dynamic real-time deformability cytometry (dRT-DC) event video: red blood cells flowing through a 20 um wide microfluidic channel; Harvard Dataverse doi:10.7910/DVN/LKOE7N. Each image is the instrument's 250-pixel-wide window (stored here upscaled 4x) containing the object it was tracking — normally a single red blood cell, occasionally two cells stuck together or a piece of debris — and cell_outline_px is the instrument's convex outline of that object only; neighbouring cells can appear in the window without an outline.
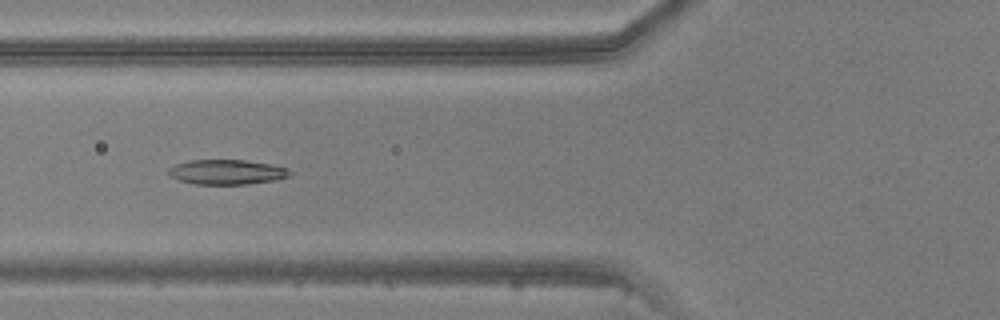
{"species": "common noctule bat (a hibernating species)", "species_latin": "Nyctalus noctula", "temperature_condition": "warm", "stored_images_in_passage": 48, "camera_frame_rate_fps": 3000, "um_per_image_px": 0.085, "animal": {"sex": "male", "body_mass_g": 20.5, "forearm_length_mm": 52.5}, "frame": {"image": 1, "passage_image": 19, "time_ms": 6.0, "image_size_px": [1000, 320], "cell_outline_px": [[292, 172], [288, 176], [276, 180], [248, 184], [192, 184], [180, 180], [172, 176], [168, 172], [168, 168], [176, 164], [192, 160], [244, 160], [268, 164], [288, 168]], "centroid_in_image_um": [19.29, 14.63], "position_along_channel_um": 106.5, "area_um2": 17.4}}
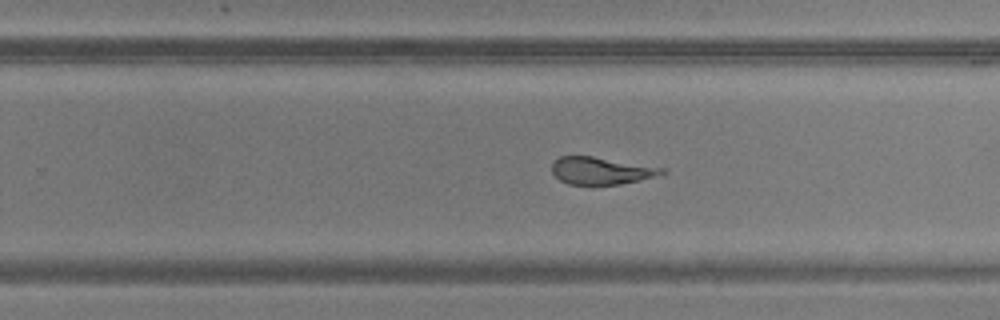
{"frame": {"image": 2, "passage_image": 31, "time_ms": 10.0, "image_size_px": [1000, 320], "cell_outline_px": [[668, 172], [664, 176], [620, 184], [568, 184], [560, 180], [552, 172], [552, 164], [560, 156], [592, 156], [664, 168]], "centroid_in_image_um": [51.18, 14.52], "position_along_channel_um": 278.6, "area_um2": 17.57}}
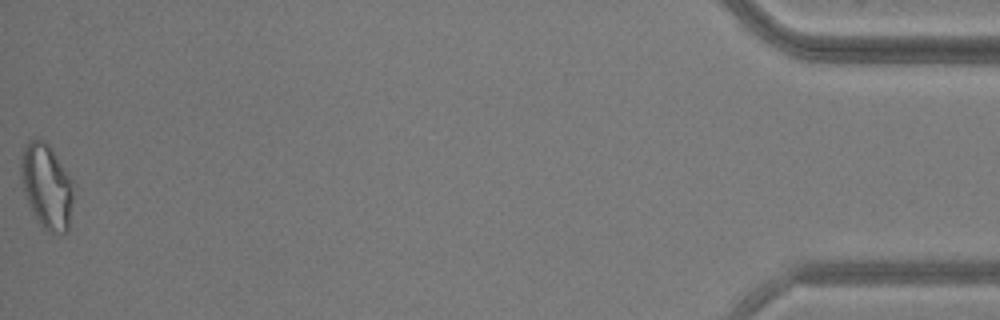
{"frame": {"image": 3, "passage_image": 48, "time_ms": 15.667, "image_size_px": [1000, 320], "cell_outline_px": [[72, 200], [68, 228], [64, 232], [48, 232], [40, 224], [28, 204], [24, 192], [20, 172], [20, 156], [28, 140], [40, 136], [48, 144], [72, 180]], "centroid_in_image_um": [3.93, 15.77], "position_along_channel_um": 431.3, "area_um2": 25.66}}